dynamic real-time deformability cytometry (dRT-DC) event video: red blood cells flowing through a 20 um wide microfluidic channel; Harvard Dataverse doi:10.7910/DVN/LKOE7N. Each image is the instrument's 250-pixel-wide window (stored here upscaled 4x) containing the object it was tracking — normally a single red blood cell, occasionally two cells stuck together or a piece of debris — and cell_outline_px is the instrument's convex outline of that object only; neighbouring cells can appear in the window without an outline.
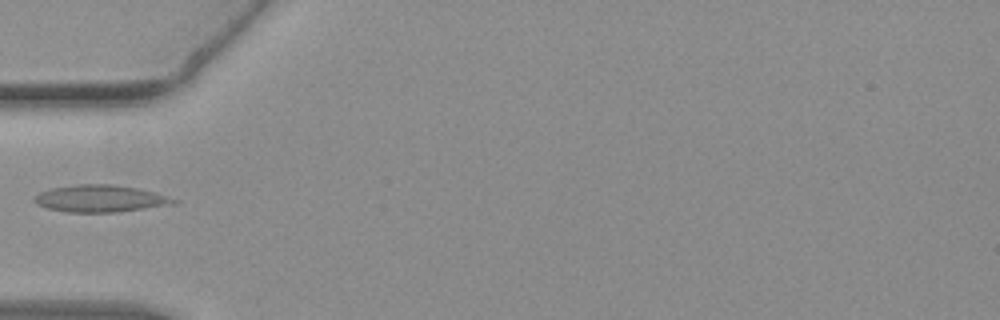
{"species": "common noctule bat (a hibernating species)", "species_latin": "Nyctalus noctula", "temperature_condition": "warm", "stored_images_in_passage": 31, "camera_frame_rate_fps": 3000, "um_per_image_px": 0.085, "animal": {"sex": "female", "body_mass_g": 19.3, "forearm_length_mm": 54.1}, "frame": {"image": 1, "passage_image": 1, "time_ms": 0.0, "image_size_px": [1000, 320], "cell_outline_px": [[180, 200], [176, 204], [116, 212], [64, 212], [48, 208], [36, 204], [32, 200], [32, 196], [40, 192], [52, 188], [76, 184], [112, 184], [140, 188]], "centroid_in_image_um": [8.51, 16.87], "position_along_channel_um": 76.5, "area_um2": 22.14}}
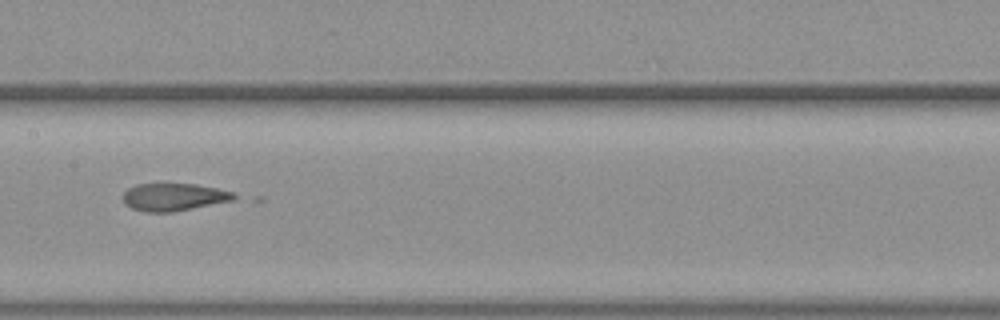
{"frame": {"image": 2, "passage_image": 10, "time_ms": 3.0, "image_size_px": [1000, 320], "cell_outline_px": [[240, 196], [232, 200], [172, 212], [144, 212], [132, 208], [124, 204], [124, 192], [128, 188], [136, 184], [196, 184], [216, 188], [232, 192]], "centroid_in_image_um": [14.76, 16.74], "position_along_channel_um": 192.6, "area_um2": 17.69}}
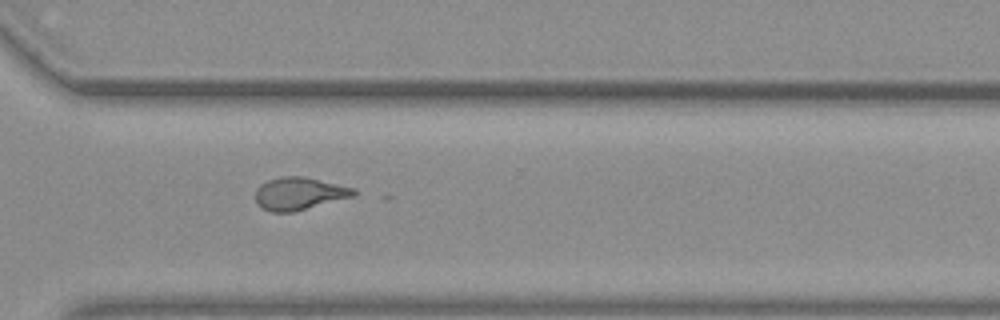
{"frame": {"image": 3, "passage_image": 22, "time_ms": 7.0, "image_size_px": [1000, 320], "cell_outline_px": [[356, 196], [292, 212], [272, 212], [256, 204], [256, 188], [260, 184], [268, 180], [284, 176], [304, 176], [356, 188]], "centroid_in_image_um": [25.45, 16.45], "position_along_channel_um": 345.1, "area_um2": 18.73}}